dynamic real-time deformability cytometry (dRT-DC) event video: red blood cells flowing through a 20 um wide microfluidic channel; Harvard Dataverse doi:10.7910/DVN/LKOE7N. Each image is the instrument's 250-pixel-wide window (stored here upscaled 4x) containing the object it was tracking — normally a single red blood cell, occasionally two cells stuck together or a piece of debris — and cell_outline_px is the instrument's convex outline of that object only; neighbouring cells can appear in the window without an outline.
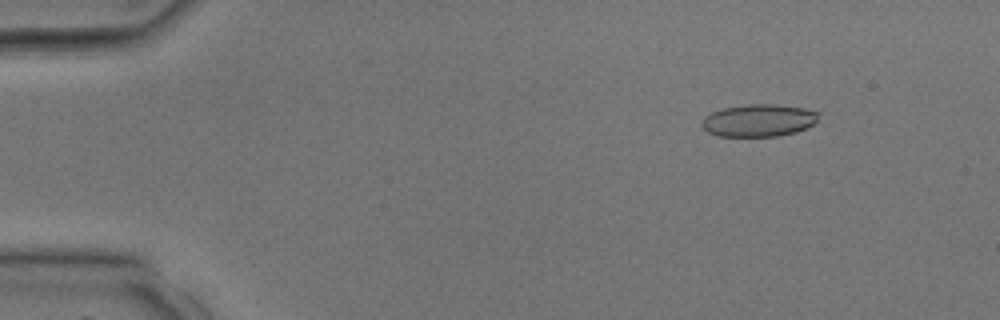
{"species": "common noctule bat (a hibernating species)", "species_latin": "Nyctalus noctula", "temperature_condition": "room temperature", "stored_images_in_passage": 35, "camera_frame_rate_fps": 3000, "um_per_image_px": 0.085, "animal": {"sex": "male", "body_mass_g": 17.9, "forearm_length_mm": 54.2}, "frame": {"image": 1, "passage_image": 2, "time_ms": 0.333, "image_size_px": [1000, 320], "cell_outline_px": [[820, 112], [816, 120], [812, 124], [796, 132], [776, 136], [716, 136], [708, 132], [700, 124], [704, 116], [712, 112], [724, 108], [748, 104], [776, 104], [804, 108]], "centroid_in_image_um": [64.46, 10.23], "position_along_channel_um": 20.5, "area_um2": 21.96}}
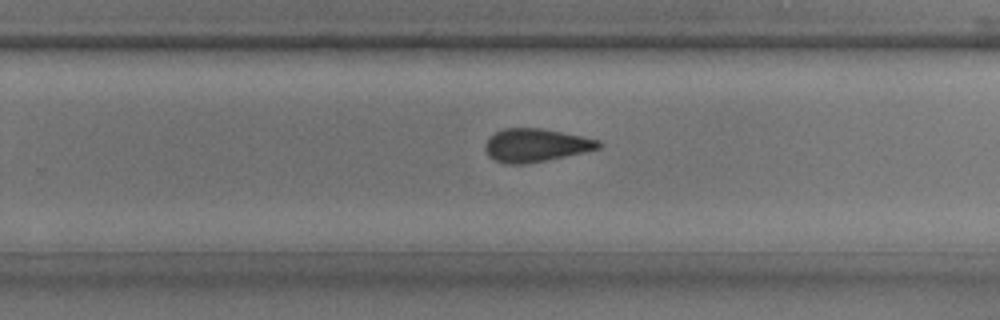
{"frame": {"image": 2, "passage_image": 22, "time_ms": 7.0, "image_size_px": [1000, 320], "cell_outline_px": [[604, 144], [600, 148], [584, 152], [524, 164], [508, 164], [496, 160], [488, 156], [484, 148], [484, 144], [488, 136], [504, 128], [540, 128], [600, 140]], "centroid_in_image_um": [45.51, 12.34], "position_along_channel_um": 284.3, "area_um2": 21.79}}
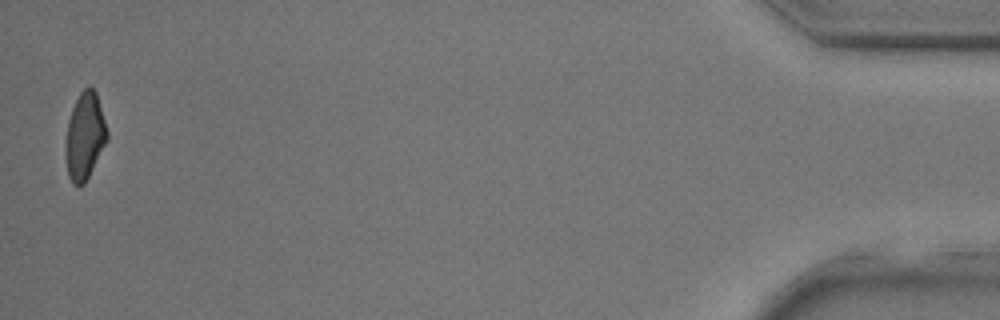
{"frame": {"image": 3, "passage_image": 35, "time_ms": 11.333, "image_size_px": [1000, 320], "cell_outline_px": [[108, 140], [84, 184], [72, 184], [68, 176], [64, 152], [64, 148], [68, 120], [72, 108], [80, 92], [88, 84], [96, 92], [108, 132]], "centroid_in_image_um": [7.19, 11.57], "position_along_channel_um": 428.0, "area_um2": 21.15}}